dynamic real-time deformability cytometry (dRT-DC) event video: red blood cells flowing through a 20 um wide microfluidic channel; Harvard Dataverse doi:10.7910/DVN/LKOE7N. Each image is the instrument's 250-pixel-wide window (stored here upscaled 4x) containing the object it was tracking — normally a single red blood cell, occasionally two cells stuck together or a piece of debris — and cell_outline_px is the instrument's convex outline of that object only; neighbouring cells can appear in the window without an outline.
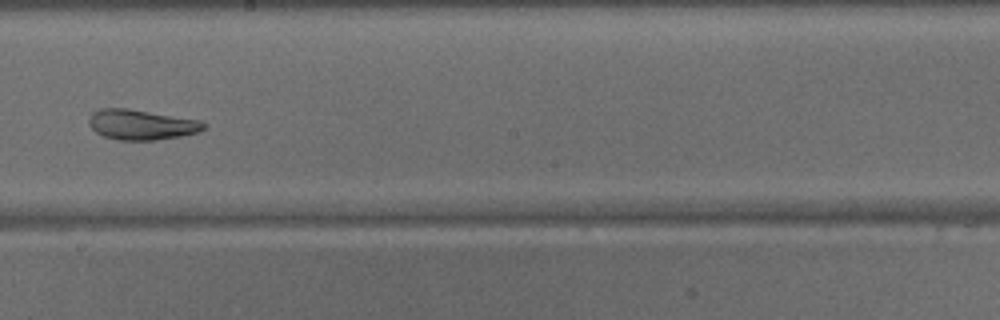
{"species": "common noctule bat (a hibernating species)", "species_latin": "Nyctalus noctula", "temperature_condition": "warm", "stored_images_in_passage": 46, "camera_frame_rate_fps": 3000, "um_per_image_px": 0.085, "animal": {"sex": "male", "body_mass_g": 15.6}, "frame": {"image": 1, "passage_image": 27, "time_ms": 8.667, "image_size_px": [1000, 320], "cell_outline_px": [[208, 124], [200, 132], [180, 136], [156, 140], [120, 140], [104, 136], [96, 132], [88, 124], [88, 120], [92, 112], [100, 108], [128, 108], [200, 120]], "centroid_in_image_um": [12.02, 10.59], "position_along_channel_um": 236.2, "area_um2": 20.29}}